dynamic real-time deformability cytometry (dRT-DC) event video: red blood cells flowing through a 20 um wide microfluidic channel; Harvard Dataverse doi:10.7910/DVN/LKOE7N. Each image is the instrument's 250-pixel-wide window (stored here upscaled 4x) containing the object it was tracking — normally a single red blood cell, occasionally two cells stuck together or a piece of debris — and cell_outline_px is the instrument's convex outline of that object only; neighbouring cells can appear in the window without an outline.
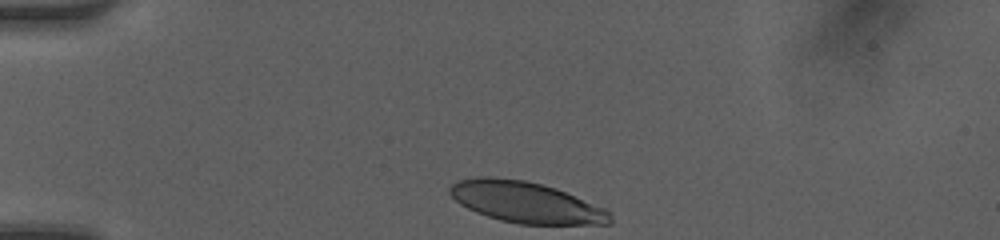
{"species": "human", "species_latin": "Homo sapiens", "temperature_condition": "room temperature", "stored_images_in_passage": 31, "camera_frame_rate_fps": 3000, "um_per_image_px": 0.085, "donor": {"sex": "female"}, "frame": {"image": 1, "passage_image": 1, "time_ms": 0.0, "image_size_px": [1000, 240], "cell_outline_px": [[612, 224], [520, 224], [500, 220], [476, 212], [460, 204], [448, 192], [448, 188], [456, 180], [480, 176], [484, 176], [524, 180], [556, 188], [604, 208], [612, 212]], "centroid_in_image_um": [44.7, 17.19], "position_along_channel_um": 40.3, "area_um2": 38.26}}
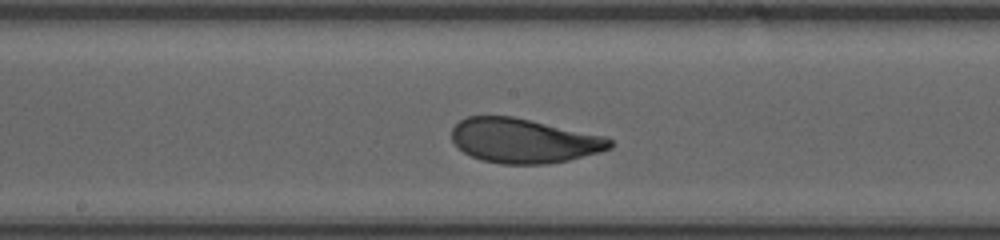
{"frame": {"image": 2, "passage_image": 16, "time_ms": 5.0, "image_size_px": [1000, 240], "cell_outline_px": [[612, 148], [600, 152], [568, 160], [548, 164], [500, 164], [480, 160], [464, 152], [452, 140], [452, 128], [460, 120], [468, 116], [512, 116], [604, 136], [612, 140]], "centroid_in_image_um": [44.51, 11.97], "position_along_channel_um": 203.7, "area_um2": 40.86}}
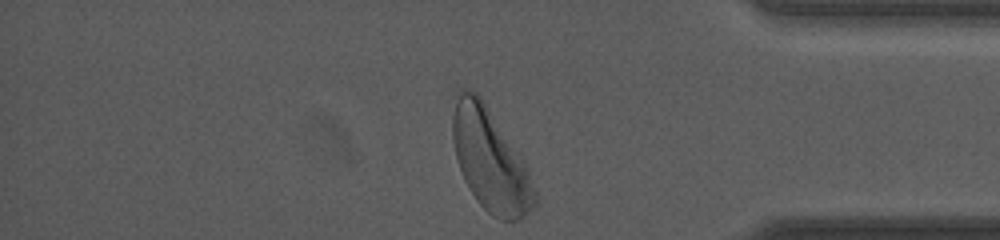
{"frame": {"image": 3, "passage_image": 31, "time_ms": 10.0, "image_size_px": [1000, 240], "cell_outline_px": [[536, 204], [520, 220], [500, 220], [492, 216], [480, 204], [464, 180], [456, 156], [452, 140], [452, 116], [456, 92], [460, 88], [472, 88], [480, 96], [520, 152], [528, 168], [536, 192]], "centroid_in_image_um": [41.67, 13.56], "position_along_channel_um": 393.5, "area_um2": 49.25}, "authors_computed_cell_mechanics": {"area_um2": 41.8472, "velocity_mm_per_s": 4.158, "shape_relaxation_time_tau1_ms": 2.5175, "shape_relaxation_time_tau2_ms": 0.7753, "deformation_change_tau1": 0.1641, "deformation_change_tau2": 0.0645}}